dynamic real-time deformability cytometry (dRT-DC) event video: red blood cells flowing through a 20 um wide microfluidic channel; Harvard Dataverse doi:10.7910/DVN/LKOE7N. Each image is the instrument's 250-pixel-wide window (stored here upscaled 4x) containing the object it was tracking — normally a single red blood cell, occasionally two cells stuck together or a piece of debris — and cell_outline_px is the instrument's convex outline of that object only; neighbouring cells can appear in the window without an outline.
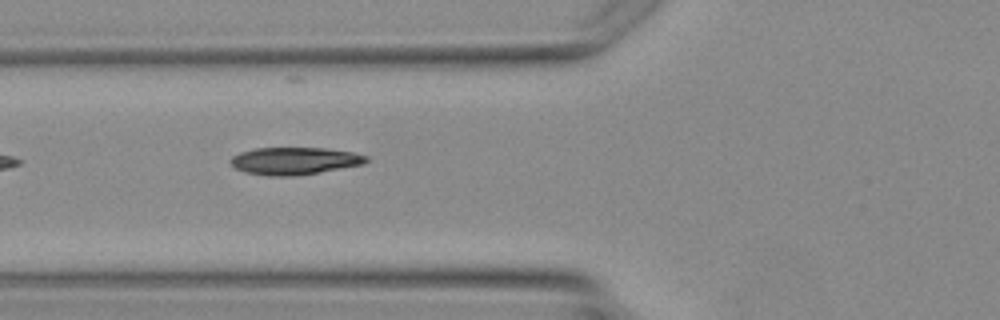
{"species": "Egyptian fruit bat (a non-hibernating species)", "species_latin": "Rousettus aegyptiacus", "temperature_condition": "warm", "stored_images_in_passage": 4, "camera_frame_rate_fps": 3000, "um_per_image_px": 0.085, "animal": {"sex": "female"}, "frame": {"image": 1, "passage_image": 4, "time_ms": 4.0, "image_size_px": [1000, 320], "cell_outline_px": [[368, 160], [364, 164], [320, 172], [292, 176], [268, 176], [244, 172], [236, 168], [228, 160], [232, 156], [240, 152], [256, 148], [324, 148], [352, 152], [368, 156]], "centroid_in_image_um": [25.02, 13.68], "position_along_channel_um": 100.8, "area_um2": 21.62}}